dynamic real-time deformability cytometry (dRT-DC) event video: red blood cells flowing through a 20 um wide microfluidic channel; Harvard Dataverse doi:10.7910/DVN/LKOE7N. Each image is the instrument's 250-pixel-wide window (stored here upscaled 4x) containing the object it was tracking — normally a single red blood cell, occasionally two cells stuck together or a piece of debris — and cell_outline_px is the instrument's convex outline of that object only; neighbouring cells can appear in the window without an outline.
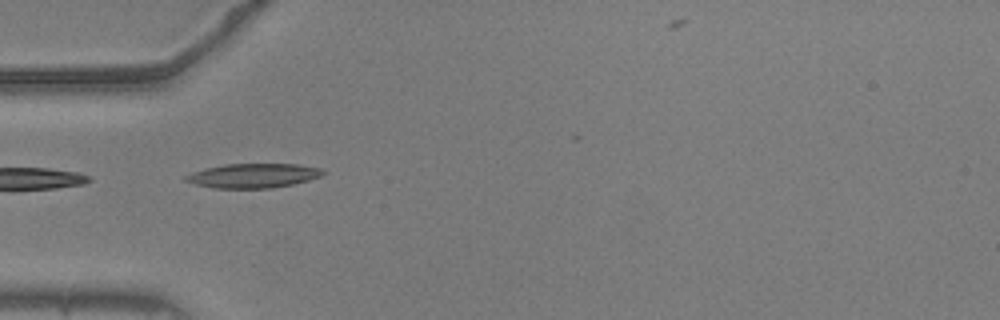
{"species": "common noctule bat (a hibernating species)", "species_latin": "Nyctalus noctula", "temperature_condition": "warm", "stored_images_in_passage": 8, "camera_frame_rate_fps": 3000, "um_per_image_px": 0.085, "animal": {"sex": "male", "body_mass_g": 20.5, "forearm_length_mm": 52.5}, "frame": {"image": 1, "passage_image": 1, "time_ms": 0.0, "image_size_px": [1000, 320], "cell_outline_px": [[328, 172], [324, 176], [292, 184], [272, 188], [212, 188], [196, 184], [184, 180], [184, 176], [192, 172], [204, 168], [224, 164], [300, 164], [320, 168]], "centroid_in_image_um": [21.55, 14.92], "position_along_channel_um": 63.4, "area_um2": 19.65}}
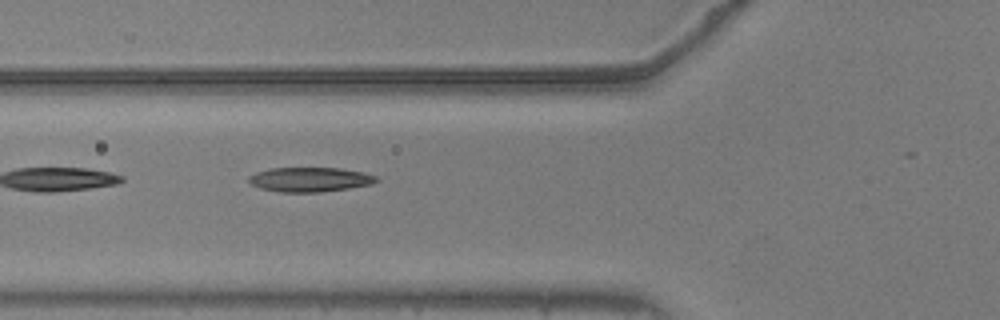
{"frame": {"image": 2, "passage_image": 4, "time_ms": 1.0, "image_size_px": [1000, 320], "cell_outline_px": [[380, 180], [372, 184], [348, 188], [320, 192], [280, 192], [260, 188], [252, 184], [248, 180], [248, 176], [256, 172], [272, 168], [340, 168], [364, 172], [376, 176]], "centroid_in_image_um": [26.36, 15.25], "position_along_channel_um": 99.4, "area_um2": 18.21}}